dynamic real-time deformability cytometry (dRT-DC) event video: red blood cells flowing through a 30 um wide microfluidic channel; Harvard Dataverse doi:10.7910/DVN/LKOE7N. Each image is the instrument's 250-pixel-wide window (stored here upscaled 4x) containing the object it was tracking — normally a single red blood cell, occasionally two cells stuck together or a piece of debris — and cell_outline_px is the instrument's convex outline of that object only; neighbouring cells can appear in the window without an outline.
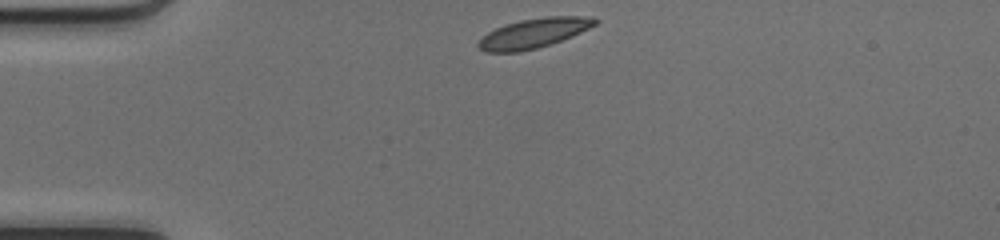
{"species": "common noctule bat (a hibernating species)", "species_latin": "Nyctalus noctula", "temperature_condition": "cold", "stored_images_in_passage": 39, "camera_frame_rate_fps": 3000, "um_per_image_px": 0.085, "animal": {"sex": "female", "body_mass_g": 17.0, "forearm_length_mm": 48.0}, "frame": {"image": 1, "passage_image": 1, "time_ms": 0.0, "image_size_px": [1000, 240], "cell_outline_px": [[600, 20], [596, 24], [580, 32], [552, 44], [520, 52], [484, 52], [476, 44], [488, 32], [504, 24], [520, 20], [544, 16], [592, 16]], "centroid_in_image_um": [45.38, 2.81], "position_along_channel_um": 39.6, "area_um2": 20.17}}
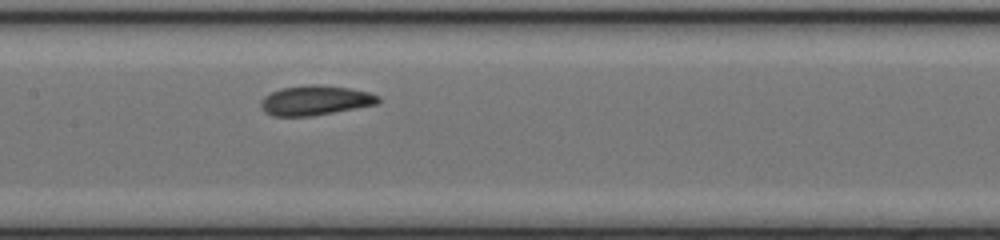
{"frame": {"image": 2, "passage_image": 14, "time_ms": 4.333, "image_size_px": [1000, 240], "cell_outline_px": [[380, 100], [376, 104], [356, 108], [312, 116], [272, 116], [264, 112], [260, 104], [260, 100], [264, 96], [280, 88], [312, 84], [320, 84], [348, 88], [368, 92], [380, 96]], "centroid_in_image_um": [26.76, 8.53], "position_along_channel_um": 180.6, "area_um2": 20.35}}
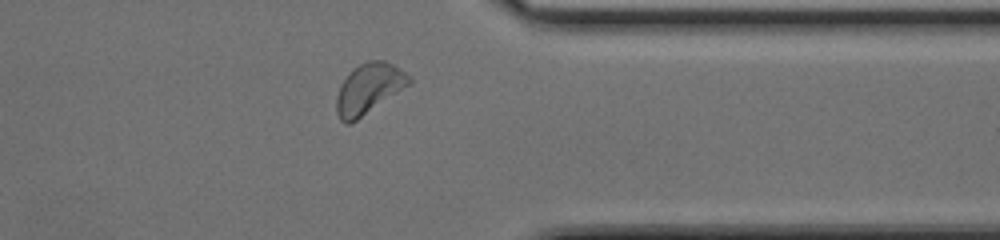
{"frame": {"image": 3, "passage_image": 29, "time_ms": 9.333, "image_size_px": [1000, 240], "cell_outline_px": [[412, 80], [408, 84], [352, 124], [344, 124], [340, 120], [336, 112], [336, 96], [344, 80], [360, 64], [368, 60], [384, 60], [392, 64], [404, 72]], "centroid_in_image_um": [31.3, 7.57], "position_along_channel_um": 380.1, "area_um2": 20.69}, "authors_computed_cell_mechanics": {"area_um2": 20.1722, "velocity_mm_per_s": 4.1203, "shape_relaxation_time_tau1_ms": 1.9246, "shape_relaxation_time_tau2_ms": 1.3883, "deformation_change_tau1": 0.1039, "deformation_change_tau2": 0.0706}}